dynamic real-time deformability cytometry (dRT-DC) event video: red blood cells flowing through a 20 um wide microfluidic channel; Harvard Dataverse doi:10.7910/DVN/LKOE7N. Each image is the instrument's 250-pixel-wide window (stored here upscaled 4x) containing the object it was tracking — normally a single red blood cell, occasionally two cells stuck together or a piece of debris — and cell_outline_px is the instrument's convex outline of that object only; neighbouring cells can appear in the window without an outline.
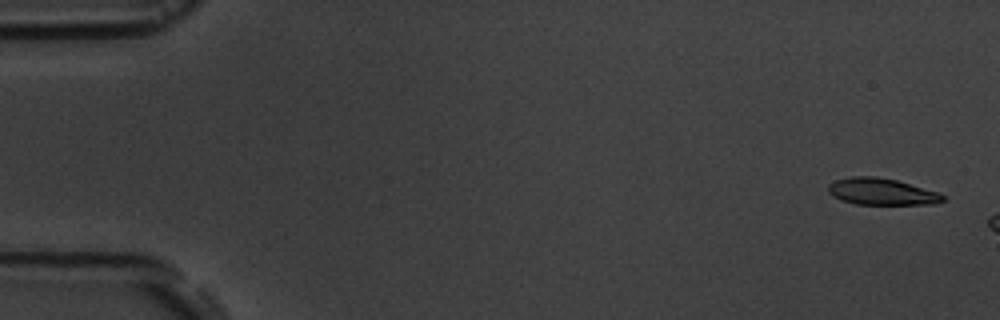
{"species": "common noctule bat (a hibernating species)", "species_latin": "Nyctalus noctula", "temperature_condition": "room temperature", "stored_images_in_passage": 3, "camera_frame_rate_fps": 3000, "um_per_image_px": 0.085, "animal": {"sex": "male", "body_mass_g": 19.5, "forearm_length_mm": 54.6}, "frame": {"image": 1, "passage_image": 1, "time_ms": 0.0, "image_size_px": [1000, 320], "cell_outline_px": [[944, 200], [936, 204], [856, 204], [840, 200], [828, 192], [828, 184], [836, 180], [852, 176], [876, 176], [896, 180], [936, 192], [944, 196]], "centroid_in_image_um": [74.89, 16.29], "position_along_channel_um": 10.1, "area_um2": 17.63}}